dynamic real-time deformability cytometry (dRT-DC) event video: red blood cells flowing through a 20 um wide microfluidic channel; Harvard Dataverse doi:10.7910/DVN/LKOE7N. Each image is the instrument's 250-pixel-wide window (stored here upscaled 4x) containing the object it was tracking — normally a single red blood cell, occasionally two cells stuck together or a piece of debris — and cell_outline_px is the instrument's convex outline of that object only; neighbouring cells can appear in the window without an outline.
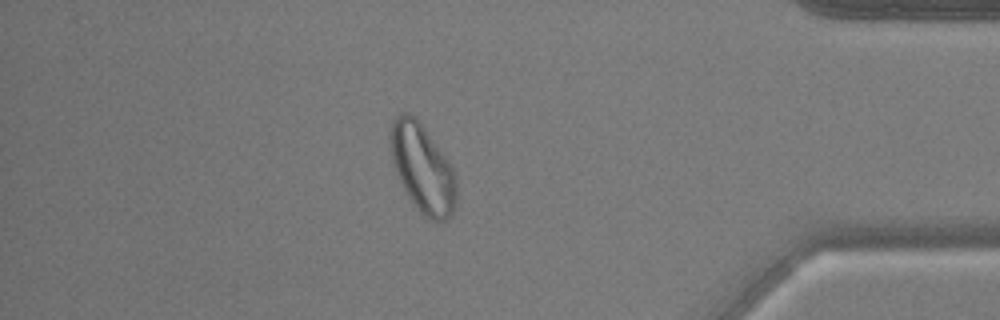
{"species": "common noctule bat (a hibernating species)", "species_latin": "Nyctalus noctula", "temperature_condition": "warm", "stored_images_in_passage": 53, "camera_frame_rate_fps": 3000, "um_per_image_px": 0.085, "animal": {"sex": "male", "body_mass_g": 17.9, "forearm_length_mm": 54.2}, "frame": {"image": 1, "passage_image": 46, "time_ms": 15.0, "image_size_px": [1000, 320], "cell_outline_px": [[456, 204], [452, 216], [444, 220], [432, 220], [424, 216], [420, 212], [408, 196], [392, 164], [388, 136], [388, 132], [392, 120], [400, 112], [408, 112], [424, 128], [448, 160], [452, 168], [456, 180]], "centroid_in_image_um": [35.88, 14.3], "position_along_channel_um": 399.3, "area_um2": 33.93}}
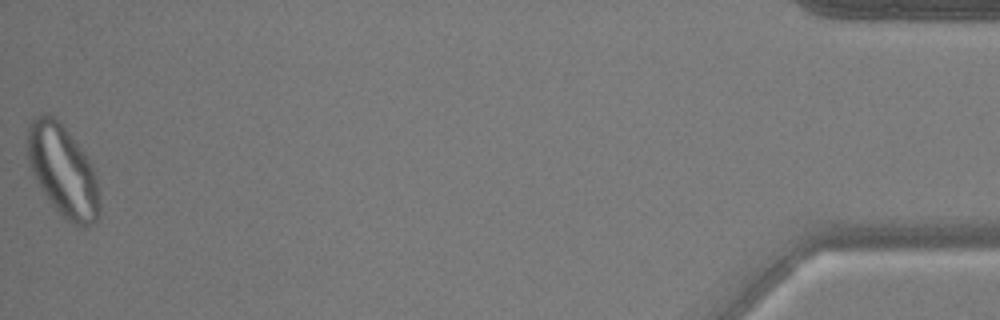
{"frame": {"image": 2, "passage_image": 53, "time_ms": 17.333, "image_size_px": [1000, 320], "cell_outline_px": [[100, 212], [96, 220], [92, 224], [84, 228], [72, 224], [52, 204], [40, 188], [32, 172], [28, 160], [28, 124], [40, 112], [52, 116], [64, 128], [80, 148], [92, 164], [96, 176], [100, 204]], "centroid_in_image_um": [5.35, 14.54], "position_along_channel_um": 429.8, "area_um2": 37.86}}